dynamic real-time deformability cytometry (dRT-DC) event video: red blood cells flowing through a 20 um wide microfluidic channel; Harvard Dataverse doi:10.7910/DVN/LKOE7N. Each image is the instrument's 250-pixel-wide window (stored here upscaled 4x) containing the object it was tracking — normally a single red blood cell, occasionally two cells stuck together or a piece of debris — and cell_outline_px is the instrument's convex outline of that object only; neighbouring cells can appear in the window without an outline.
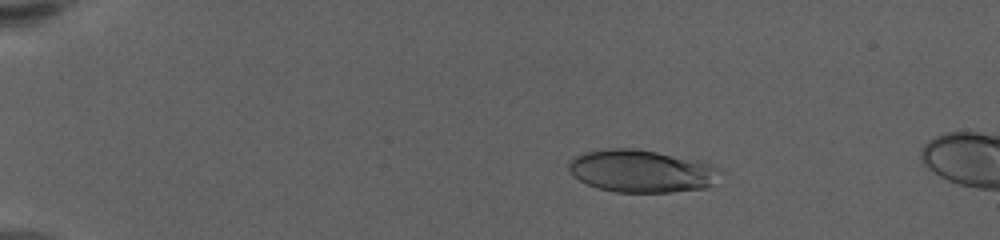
{"species": "human", "species_latin": "Homo sapiens", "temperature_condition": "warm", "stored_images_in_passage": 22, "camera_frame_rate_fps": 3000, "um_per_image_px": 0.085, "donor": {"sex": "female"}, "frame": {"image": 1, "passage_image": 13, "time_ms": 4.0, "image_size_px": [1000, 240], "cell_outline_px": [[724, 172], [712, 184], [704, 188], [672, 192], [616, 192], [596, 188], [572, 176], [568, 172], [568, 164], [576, 156], [584, 152], [604, 148], [636, 148], [704, 160], [720, 168]], "centroid_in_image_um": [54.57, 14.53], "position_along_channel_um": 30.4, "area_um2": 38.26}}